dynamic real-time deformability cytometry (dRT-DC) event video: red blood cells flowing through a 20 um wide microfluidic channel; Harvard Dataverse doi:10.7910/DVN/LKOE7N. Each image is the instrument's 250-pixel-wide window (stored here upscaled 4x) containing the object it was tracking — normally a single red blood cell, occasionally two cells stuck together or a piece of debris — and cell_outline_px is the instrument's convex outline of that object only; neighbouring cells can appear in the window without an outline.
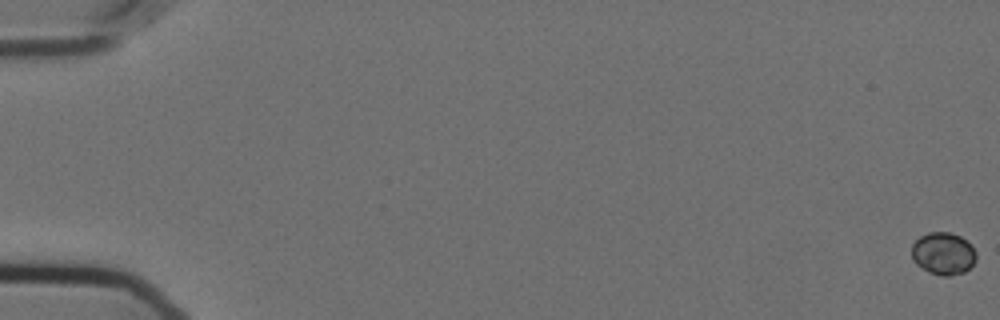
{"species": "Egyptian fruit bat (a non-hibernating species)", "species_latin": "Rousettus aegyptiacus", "temperature_condition": "cold", "stored_images_in_passage": 59, "camera_frame_rate_fps": 3000, "um_per_image_px": 0.085, "animal": {"sex": "female"}, "frame": {"image": 1, "passage_image": 1, "time_ms": 0.0, "image_size_px": [1000, 320], "cell_outline_px": [[976, 260], [964, 272], [948, 276], [940, 276], [928, 272], [916, 264], [912, 260], [912, 244], [920, 236], [928, 232], [952, 232], [960, 236], [976, 252]], "centroid_in_image_um": [80.14, 21.55], "position_along_channel_um": 4.9, "area_um2": 15.9}}
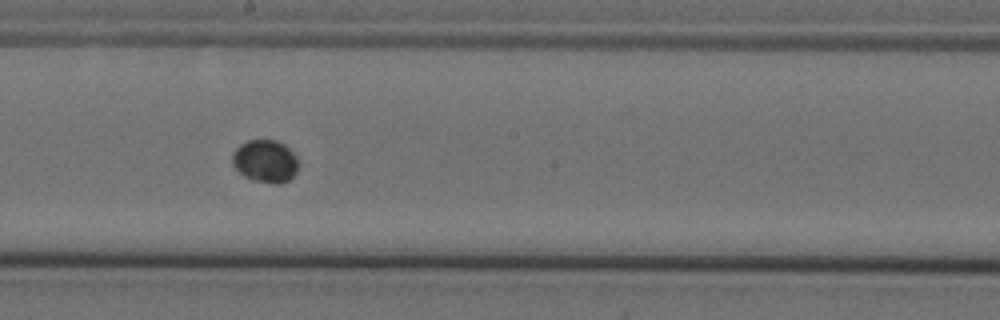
{"frame": {"image": 2, "passage_image": 34, "time_ms": 11.0, "image_size_px": [1000, 320], "cell_outline_px": [[296, 172], [288, 180], [280, 184], [276, 184], [252, 180], [244, 176], [232, 164], [232, 152], [240, 144], [248, 140], [276, 140], [284, 144], [296, 156]], "centroid_in_image_um": [22.51, 13.69], "position_along_channel_um": 225.7, "area_um2": 16.3}}
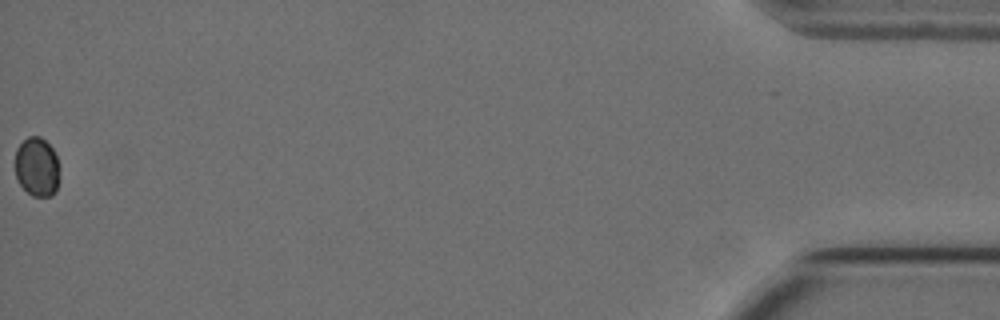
{"frame": {"image": 3, "passage_image": 59, "time_ms": 19.333, "image_size_px": [1000, 320], "cell_outline_px": [[60, 180], [56, 192], [52, 196], [32, 196], [20, 184], [16, 176], [16, 148], [28, 136], [40, 136], [52, 148], [56, 156]], "centroid_in_image_um": [3.16, 14.2], "position_along_channel_um": 432.0, "area_um2": 15.32}}